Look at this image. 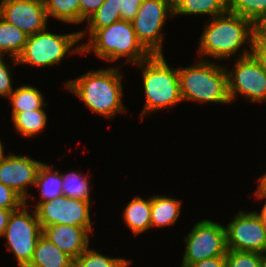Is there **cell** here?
<instances>
[{"mask_svg": "<svg viewBox=\"0 0 266 267\" xmlns=\"http://www.w3.org/2000/svg\"><path fill=\"white\" fill-rule=\"evenodd\" d=\"M122 74L118 67L91 70L67 81L66 88L78 96L91 111L113 118L126 112L122 104Z\"/></svg>", "mask_w": 266, "mask_h": 267, "instance_id": "cell-1", "label": "cell"}, {"mask_svg": "<svg viewBox=\"0 0 266 267\" xmlns=\"http://www.w3.org/2000/svg\"><path fill=\"white\" fill-rule=\"evenodd\" d=\"M90 43L82 44L74 53L94 52L99 58L108 62L127 57V63L137 65L151 54L138 41L132 22L119 20L99 30H88Z\"/></svg>", "mask_w": 266, "mask_h": 267, "instance_id": "cell-2", "label": "cell"}, {"mask_svg": "<svg viewBox=\"0 0 266 267\" xmlns=\"http://www.w3.org/2000/svg\"><path fill=\"white\" fill-rule=\"evenodd\" d=\"M210 19L199 39L198 50L201 58L209 56L222 60L234 56L245 42L251 47L252 21L229 10Z\"/></svg>", "mask_w": 266, "mask_h": 267, "instance_id": "cell-3", "label": "cell"}, {"mask_svg": "<svg viewBox=\"0 0 266 267\" xmlns=\"http://www.w3.org/2000/svg\"><path fill=\"white\" fill-rule=\"evenodd\" d=\"M226 68L208 59L192 66L178 68L182 100L231 103Z\"/></svg>", "mask_w": 266, "mask_h": 267, "instance_id": "cell-4", "label": "cell"}, {"mask_svg": "<svg viewBox=\"0 0 266 267\" xmlns=\"http://www.w3.org/2000/svg\"><path fill=\"white\" fill-rule=\"evenodd\" d=\"M137 66L143 67V88L146 95V103L140 115L142 119L145 114L170 108L183 101L178 69L170 68L163 54L150 55Z\"/></svg>", "mask_w": 266, "mask_h": 267, "instance_id": "cell-5", "label": "cell"}, {"mask_svg": "<svg viewBox=\"0 0 266 267\" xmlns=\"http://www.w3.org/2000/svg\"><path fill=\"white\" fill-rule=\"evenodd\" d=\"M87 30L69 34H53L47 31L37 32L28 36L25 48L19 58L18 64H30L37 67L59 64L72 47L81 40Z\"/></svg>", "mask_w": 266, "mask_h": 267, "instance_id": "cell-6", "label": "cell"}, {"mask_svg": "<svg viewBox=\"0 0 266 267\" xmlns=\"http://www.w3.org/2000/svg\"><path fill=\"white\" fill-rule=\"evenodd\" d=\"M27 203L12 211L3 234L7 240V250L14 253L19 267H26L30 263L37 240L42 235L35 209L30 215Z\"/></svg>", "mask_w": 266, "mask_h": 267, "instance_id": "cell-7", "label": "cell"}, {"mask_svg": "<svg viewBox=\"0 0 266 267\" xmlns=\"http://www.w3.org/2000/svg\"><path fill=\"white\" fill-rule=\"evenodd\" d=\"M173 0H143L134 20L133 28L138 41L151 54H163V25L173 16Z\"/></svg>", "mask_w": 266, "mask_h": 267, "instance_id": "cell-8", "label": "cell"}, {"mask_svg": "<svg viewBox=\"0 0 266 267\" xmlns=\"http://www.w3.org/2000/svg\"><path fill=\"white\" fill-rule=\"evenodd\" d=\"M184 241L186 247L181 266L227 253L225 226L208 219L197 222Z\"/></svg>", "mask_w": 266, "mask_h": 267, "instance_id": "cell-9", "label": "cell"}, {"mask_svg": "<svg viewBox=\"0 0 266 267\" xmlns=\"http://www.w3.org/2000/svg\"><path fill=\"white\" fill-rule=\"evenodd\" d=\"M251 47L245 48L239 55L234 72L229 71L228 93L231 102L240 94L251 102H266V72L251 55ZM229 71V72H228Z\"/></svg>", "mask_w": 266, "mask_h": 267, "instance_id": "cell-10", "label": "cell"}, {"mask_svg": "<svg viewBox=\"0 0 266 267\" xmlns=\"http://www.w3.org/2000/svg\"><path fill=\"white\" fill-rule=\"evenodd\" d=\"M35 212L41 228L63 224L82 226L89 232H93L89 201L60 196L40 203L35 208Z\"/></svg>", "mask_w": 266, "mask_h": 267, "instance_id": "cell-11", "label": "cell"}, {"mask_svg": "<svg viewBox=\"0 0 266 267\" xmlns=\"http://www.w3.org/2000/svg\"><path fill=\"white\" fill-rule=\"evenodd\" d=\"M225 230L227 250L260 253L266 246V226L256 211L238 212Z\"/></svg>", "mask_w": 266, "mask_h": 267, "instance_id": "cell-12", "label": "cell"}, {"mask_svg": "<svg viewBox=\"0 0 266 267\" xmlns=\"http://www.w3.org/2000/svg\"><path fill=\"white\" fill-rule=\"evenodd\" d=\"M0 16L27 36L47 28L48 17L43 0H1Z\"/></svg>", "mask_w": 266, "mask_h": 267, "instance_id": "cell-13", "label": "cell"}, {"mask_svg": "<svg viewBox=\"0 0 266 267\" xmlns=\"http://www.w3.org/2000/svg\"><path fill=\"white\" fill-rule=\"evenodd\" d=\"M42 163L27 156L9 154L0 161V182L13 189L27 202V187L35 185Z\"/></svg>", "mask_w": 266, "mask_h": 267, "instance_id": "cell-14", "label": "cell"}, {"mask_svg": "<svg viewBox=\"0 0 266 267\" xmlns=\"http://www.w3.org/2000/svg\"><path fill=\"white\" fill-rule=\"evenodd\" d=\"M88 233L85 227L74 225L57 224L42 228V235L74 260L88 248Z\"/></svg>", "mask_w": 266, "mask_h": 267, "instance_id": "cell-15", "label": "cell"}, {"mask_svg": "<svg viewBox=\"0 0 266 267\" xmlns=\"http://www.w3.org/2000/svg\"><path fill=\"white\" fill-rule=\"evenodd\" d=\"M75 260L41 235L26 267H74Z\"/></svg>", "mask_w": 266, "mask_h": 267, "instance_id": "cell-16", "label": "cell"}, {"mask_svg": "<svg viewBox=\"0 0 266 267\" xmlns=\"http://www.w3.org/2000/svg\"><path fill=\"white\" fill-rule=\"evenodd\" d=\"M123 217L133 234L138 235L151 228V197H134L126 206Z\"/></svg>", "mask_w": 266, "mask_h": 267, "instance_id": "cell-17", "label": "cell"}, {"mask_svg": "<svg viewBox=\"0 0 266 267\" xmlns=\"http://www.w3.org/2000/svg\"><path fill=\"white\" fill-rule=\"evenodd\" d=\"M228 10V0H173L174 15L207 14L213 18Z\"/></svg>", "mask_w": 266, "mask_h": 267, "instance_id": "cell-18", "label": "cell"}, {"mask_svg": "<svg viewBox=\"0 0 266 267\" xmlns=\"http://www.w3.org/2000/svg\"><path fill=\"white\" fill-rule=\"evenodd\" d=\"M28 36L18 27L8 23L0 16V56H11L14 64L23 52Z\"/></svg>", "mask_w": 266, "mask_h": 267, "instance_id": "cell-19", "label": "cell"}, {"mask_svg": "<svg viewBox=\"0 0 266 267\" xmlns=\"http://www.w3.org/2000/svg\"><path fill=\"white\" fill-rule=\"evenodd\" d=\"M181 201L166 197H151V228L170 226L176 222L181 211Z\"/></svg>", "mask_w": 266, "mask_h": 267, "instance_id": "cell-20", "label": "cell"}, {"mask_svg": "<svg viewBox=\"0 0 266 267\" xmlns=\"http://www.w3.org/2000/svg\"><path fill=\"white\" fill-rule=\"evenodd\" d=\"M52 168L53 167L45 163H42L39 167L34 186L39 187L41 200L38 204H34L35 207L40 203L63 196L61 174L58 170L53 171Z\"/></svg>", "mask_w": 266, "mask_h": 267, "instance_id": "cell-21", "label": "cell"}, {"mask_svg": "<svg viewBox=\"0 0 266 267\" xmlns=\"http://www.w3.org/2000/svg\"><path fill=\"white\" fill-rule=\"evenodd\" d=\"M8 98L13 107L11 118L17 113L38 110L47 106L42 93L31 85H23L16 88Z\"/></svg>", "mask_w": 266, "mask_h": 267, "instance_id": "cell-22", "label": "cell"}, {"mask_svg": "<svg viewBox=\"0 0 266 267\" xmlns=\"http://www.w3.org/2000/svg\"><path fill=\"white\" fill-rule=\"evenodd\" d=\"M12 120L16 130L24 137L39 134L47 125V115L43 108L17 113Z\"/></svg>", "mask_w": 266, "mask_h": 267, "instance_id": "cell-23", "label": "cell"}, {"mask_svg": "<svg viewBox=\"0 0 266 267\" xmlns=\"http://www.w3.org/2000/svg\"><path fill=\"white\" fill-rule=\"evenodd\" d=\"M46 14L66 23H80V0H43Z\"/></svg>", "mask_w": 266, "mask_h": 267, "instance_id": "cell-24", "label": "cell"}, {"mask_svg": "<svg viewBox=\"0 0 266 267\" xmlns=\"http://www.w3.org/2000/svg\"><path fill=\"white\" fill-rule=\"evenodd\" d=\"M63 196L90 201L89 180L77 172L61 174Z\"/></svg>", "mask_w": 266, "mask_h": 267, "instance_id": "cell-25", "label": "cell"}, {"mask_svg": "<svg viewBox=\"0 0 266 267\" xmlns=\"http://www.w3.org/2000/svg\"><path fill=\"white\" fill-rule=\"evenodd\" d=\"M121 20L119 0H105L88 19L89 30H99Z\"/></svg>", "mask_w": 266, "mask_h": 267, "instance_id": "cell-26", "label": "cell"}, {"mask_svg": "<svg viewBox=\"0 0 266 267\" xmlns=\"http://www.w3.org/2000/svg\"><path fill=\"white\" fill-rule=\"evenodd\" d=\"M129 260L104 256L96 250L87 248L76 260L74 267H128Z\"/></svg>", "mask_w": 266, "mask_h": 267, "instance_id": "cell-27", "label": "cell"}, {"mask_svg": "<svg viewBox=\"0 0 266 267\" xmlns=\"http://www.w3.org/2000/svg\"><path fill=\"white\" fill-rule=\"evenodd\" d=\"M229 11L252 21L266 10V0H228Z\"/></svg>", "mask_w": 266, "mask_h": 267, "instance_id": "cell-28", "label": "cell"}, {"mask_svg": "<svg viewBox=\"0 0 266 267\" xmlns=\"http://www.w3.org/2000/svg\"><path fill=\"white\" fill-rule=\"evenodd\" d=\"M226 267H262L258 252L227 250Z\"/></svg>", "mask_w": 266, "mask_h": 267, "instance_id": "cell-29", "label": "cell"}, {"mask_svg": "<svg viewBox=\"0 0 266 267\" xmlns=\"http://www.w3.org/2000/svg\"><path fill=\"white\" fill-rule=\"evenodd\" d=\"M24 203L18 193L0 182V209H19Z\"/></svg>", "mask_w": 266, "mask_h": 267, "instance_id": "cell-30", "label": "cell"}, {"mask_svg": "<svg viewBox=\"0 0 266 267\" xmlns=\"http://www.w3.org/2000/svg\"><path fill=\"white\" fill-rule=\"evenodd\" d=\"M10 73L8 65L4 63L3 56H0V95L7 98L14 91L11 81L12 74Z\"/></svg>", "mask_w": 266, "mask_h": 267, "instance_id": "cell-31", "label": "cell"}, {"mask_svg": "<svg viewBox=\"0 0 266 267\" xmlns=\"http://www.w3.org/2000/svg\"><path fill=\"white\" fill-rule=\"evenodd\" d=\"M143 0H119L121 20L132 22Z\"/></svg>", "mask_w": 266, "mask_h": 267, "instance_id": "cell-32", "label": "cell"}, {"mask_svg": "<svg viewBox=\"0 0 266 267\" xmlns=\"http://www.w3.org/2000/svg\"><path fill=\"white\" fill-rule=\"evenodd\" d=\"M252 39L266 40V10L252 20Z\"/></svg>", "mask_w": 266, "mask_h": 267, "instance_id": "cell-33", "label": "cell"}, {"mask_svg": "<svg viewBox=\"0 0 266 267\" xmlns=\"http://www.w3.org/2000/svg\"><path fill=\"white\" fill-rule=\"evenodd\" d=\"M251 55L266 72V40H253Z\"/></svg>", "mask_w": 266, "mask_h": 267, "instance_id": "cell-34", "label": "cell"}, {"mask_svg": "<svg viewBox=\"0 0 266 267\" xmlns=\"http://www.w3.org/2000/svg\"><path fill=\"white\" fill-rule=\"evenodd\" d=\"M105 0H80V23L88 20Z\"/></svg>", "mask_w": 266, "mask_h": 267, "instance_id": "cell-35", "label": "cell"}, {"mask_svg": "<svg viewBox=\"0 0 266 267\" xmlns=\"http://www.w3.org/2000/svg\"><path fill=\"white\" fill-rule=\"evenodd\" d=\"M181 267H226V256H217Z\"/></svg>", "mask_w": 266, "mask_h": 267, "instance_id": "cell-36", "label": "cell"}, {"mask_svg": "<svg viewBox=\"0 0 266 267\" xmlns=\"http://www.w3.org/2000/svg\"><path fill=\"white\" fill-rule=\"evenodd\" d=\"M17 209H0V237H3L5 228L8 224V220L12 211Z\"/></svg>", "mask_w": 266, "mask_h": 267, "instance_id": "cell-37", "label": "cell"}, {"mask_svg": "<svg viewBox=\"0 0 266 267\" xmlns=\"http://www.w3.org/2000/svg\"><path fill=\"white\" fill-rule=\"evenodd\" d=\"M256 196L258 199H266V192L261 191L257 188L256 190ZM256 214L258 215V217L261 219V221L263 222V224L266 226V202L262 207V210L260 211V213L256 212Z\"/></svg>", "mask_w": 266, "mask_h": 267, "instance_id": "cell-38", "label": "cell"}, {"mask_svg": "<svg viewBox=\"0 0 266 267\" xmlns=\"http://www.w3.org/2000/svg\"><path fill=\"white\" fill-rule=\"evenodd\" d=\"M258 181V189L266 192V173L262 177L258 178Z\"/></svg>", "mask_w": 266, "mask_h": 267, "instance_id": "cell-39", "label": "cell"}, {"mask_svg": "<svg viewBox=\"0 0 266 267\" xmlns=\"http://www.w3.org/2000/svg\"><path fill=\"white\" fill-rule=\"evenodd\" d=\"M266 246L265 248L259 253L261 265L262 267H266Z\"/></svg>", "mask_w": 266, "mask_h": 267, "instance_id": "cell-40", "label": "cell"}, {"mask_svg": "<svg viewBox=\"0 0 266 267\" xmlns=\"http://www.w3.org/2000/svg\"><path fill=\"white\" fill-rule=\"evenodd\" d=\"M3 145L2 142L0 140V161H2L6 156L4 155V150H3Z\"/></svg>", "mask_w": 266, "mask_h": 267, "instance_id": "cell-41", "label": "cell"}]
</instances>
